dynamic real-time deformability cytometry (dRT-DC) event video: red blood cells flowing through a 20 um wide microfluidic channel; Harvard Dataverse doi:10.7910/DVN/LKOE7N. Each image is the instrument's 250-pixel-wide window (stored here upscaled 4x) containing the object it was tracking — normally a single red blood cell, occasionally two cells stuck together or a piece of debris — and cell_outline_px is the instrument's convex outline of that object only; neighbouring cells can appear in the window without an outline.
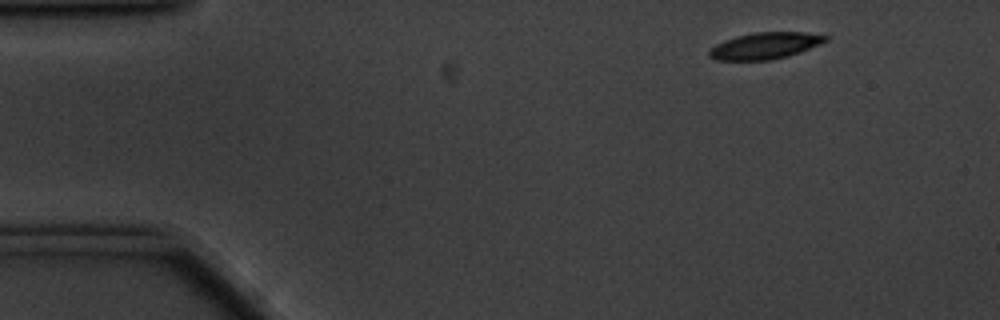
{"species": "common noctule bat (a hibernating species)", "species_latin": "Nyctalus noctula", "temperature_condition": "cold", "stored_images_in_passage": 52, "camera_frame_rate_fps": 3000, "um_per_image_px": 0.085, "animal": {"sex": "male", "body_mass_g": 20.1, "forearm_length_mm": 53.5}, "frame": {"image": 1, "passage_image": 1, "time_ms": 0.0, "image_size_px": [1000, 320], "cell_outline_px": [[828, 40], [820, 44], [800, 52], [788, 56], [772, 60], [716, 60], [708, 56], [708, 48], [724, 40], [736, 36], [752, 32], [804, 32], [828, 36]], "centroid_in_image_um": [64.99, 3.89], "position_along_channel_um": 20.0, "area_um2": 18.15}}
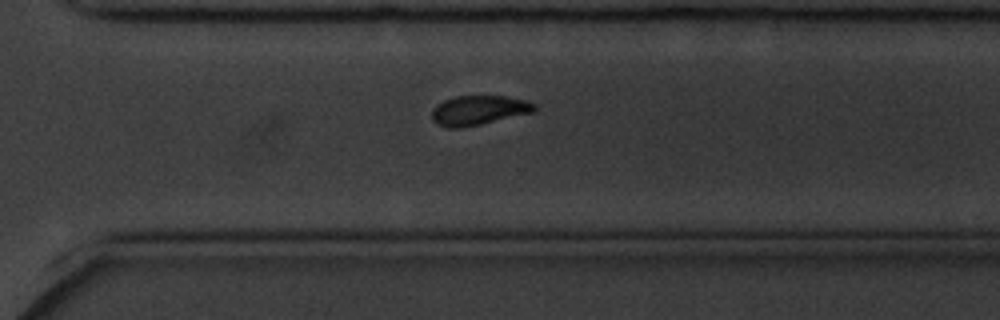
{"frame": {"image": 2, "passage_image": 35, "time_ms": 11.333, "image_size_px": [1000, 320], "cell_outline_px": [[536, 112], [480, 124], [460, 128], [448, 128], [436, 124], [432, 120], [432, 112], [436, 104], [444, 100], [456, 96], [504, 96], [524, 100], [536, 104]], "centroid_in_image_um": [40.68, 9.38], "position_along_channel_um": 329.9, "area_um2": 17.69}}
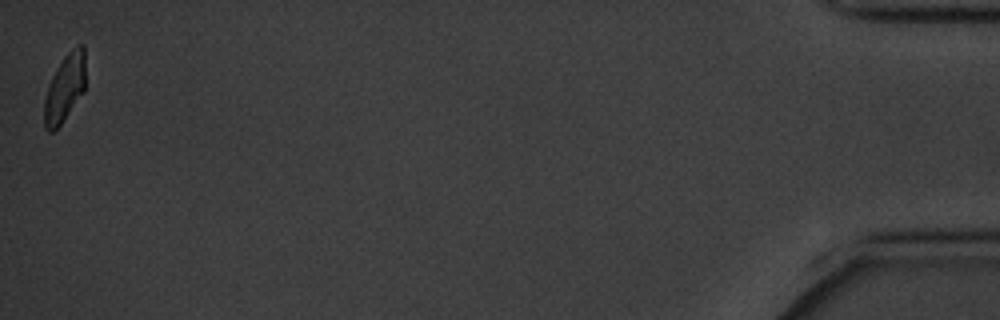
{"frame": {"image": 3, "passage_image": 52, "time_ms": 17.0, "image_size_px": [1000, 320], "cell_outline_px": [[84, 92], [60, 124], [52, 132], [48, 132], [44, 128], [44, 100], [48, 84], [56, 68], [64, 56], [72, 48], [80, 44], [84, 44]], "centroid_in_image_um": [5.48, 7.48], "position_along_channel_um": 429.7, "area_um2": 16.13}, "authors_computed_cell_mechanics": {"area_um2": 18.5249, "velocity_mm_per_s": 3.4455, "shape_relaxation_time_tau1_ms": 2.4718, "shape_relaxation_time_tau2_ms": 9.2474, "deformation_change_tau1": 0.1132, "deformation_change_tau2": 0.1313}}